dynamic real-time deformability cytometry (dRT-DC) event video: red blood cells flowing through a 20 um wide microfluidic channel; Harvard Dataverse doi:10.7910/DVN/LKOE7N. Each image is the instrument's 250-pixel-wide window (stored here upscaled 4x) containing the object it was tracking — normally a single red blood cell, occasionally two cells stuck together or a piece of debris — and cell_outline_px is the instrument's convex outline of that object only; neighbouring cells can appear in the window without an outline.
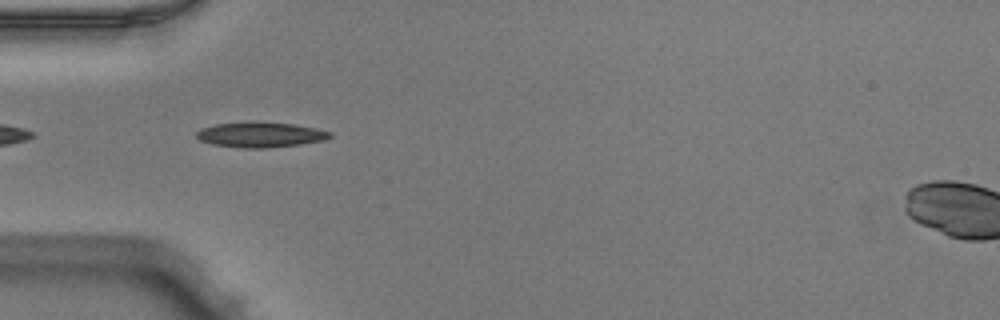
{"species": "Egyptian fruit bat (a non-hibernating species)", "species_latin": "Rousettus aegyptiacus", "temperature_condition": "warm", "stored_images_in_passage": 23, "camera_frame_rate_fps": 3000, "um_per_image_px": 0.085, "animal": {"sex": "male"}, "frame": {"image": 1, "passage_image": 2, "time_ms": 0.333, "image_size_px": [1000, 320], "cell_outline_px": [[332, 136], [324, 140], [300, 144], [264, 148], [244, 148], [212, 144], [200, 140], [196, 136], [196, 132], [200, 128], [216, 124], [292, 124], [316, 128], [332, 132]], "centroid_in_image_um": [22.15, 11.49], "position_along_channel_um": 62.9, "area_um2": 18.73}}
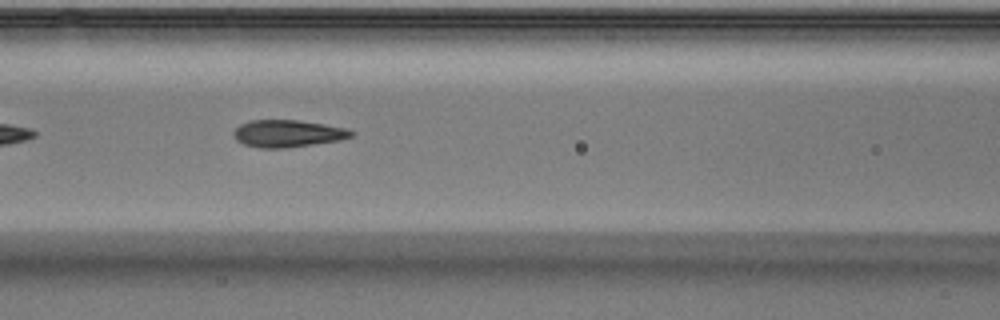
{"frame": {"image": 2, "passage_image": 8, "time_ms": 2.333, "image_size_px": [1000, 320], "cell_outline_px": [[356, 132], [352, 136], [340, 140], [284, 148], [260, 148], [244, 144], [236, 140], [232, 136], [232, 132], [240, 124], [248, 120], [300, 120], [348, 128]], "centroid_in_image_um": [24.44, 11.34], "position_along_channel_um": 142.2, "area_um2": 18.79}}
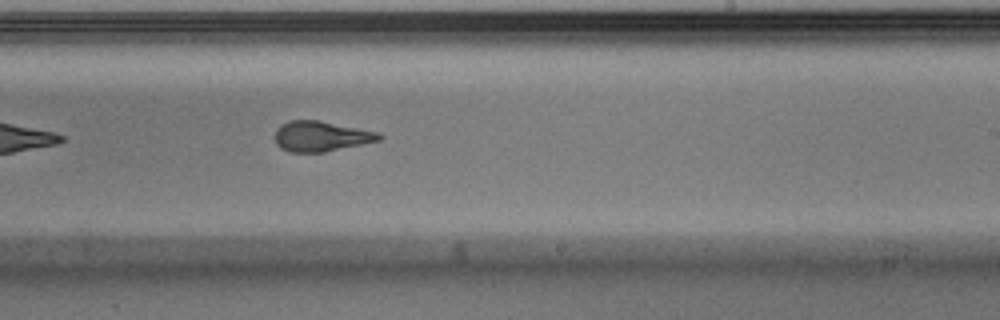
{"frame": {"image": 3, "passage_image": 17, "time_ms": 5.333, "image_size_px": [1000, 320], "cell_outline_px": [[384, 136], [380, 140], [324, 152], [288, 152], [280, 148], [276, 144], [276, 128], [280, 124], [288, 120], [320, 120], [380, 132]], "centroid_in_image_um": [27.28, 11.57], "position_along_channel_um": 261.7, "area_um2": 18.55}}